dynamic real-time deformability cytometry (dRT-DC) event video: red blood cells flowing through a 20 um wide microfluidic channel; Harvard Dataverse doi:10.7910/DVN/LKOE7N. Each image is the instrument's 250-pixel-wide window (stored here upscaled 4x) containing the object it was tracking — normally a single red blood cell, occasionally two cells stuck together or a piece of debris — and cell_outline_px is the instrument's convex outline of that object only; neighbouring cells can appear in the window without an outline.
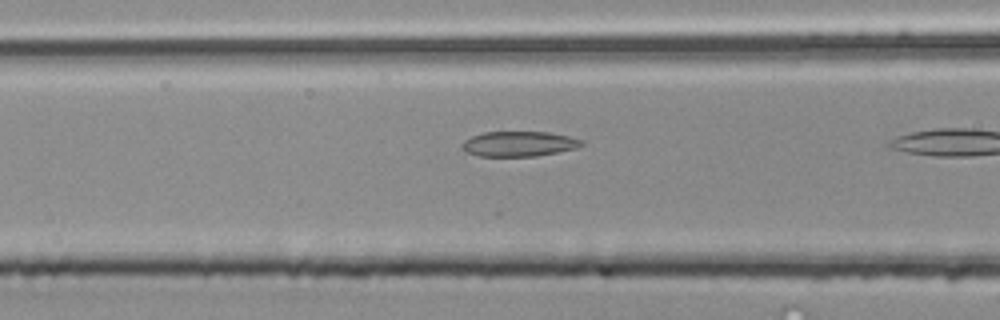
{"species": "common noctule bat (a hibernating species)", "species_latin": "Nyctalus noctula", "temperature_condition": "room temperature", "stored_images_in_passage": 13, "camera_frame_rate_fps": 3000, "um_per_image_px": 0.085, "animal": {"sex": "male", "body_mass_g": 20.4}, "frame": {"image": 1, "passage_image": 11, "time_ms": 3.333, "image_size_px": [1000, 320], "cell_outline_px": [[584, 144], [576, 148], [536, 156], [480, 156], [468, 152], [460, 148], [460, 144], [464, 140], [472, 136], [484, 132], [552, 132], [568, 136], [580, 140]], "centroid_in_image_um": [44.07, 12.22], "position_along_channel_um": 122.5, "area_um2": 17.4}}